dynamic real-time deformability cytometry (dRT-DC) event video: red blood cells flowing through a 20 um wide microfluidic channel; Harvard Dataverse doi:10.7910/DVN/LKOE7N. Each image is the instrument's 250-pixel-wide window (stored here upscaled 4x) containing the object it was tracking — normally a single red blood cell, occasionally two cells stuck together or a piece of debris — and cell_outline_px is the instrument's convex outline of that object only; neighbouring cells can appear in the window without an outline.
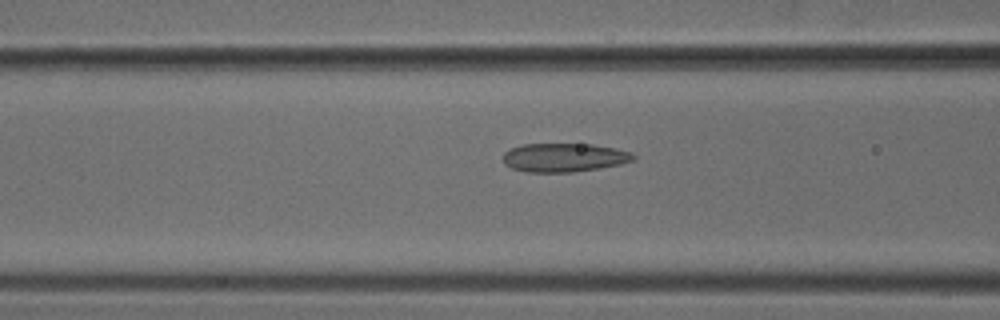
{"species": "common noctule bat (a hibernating species)", "species_latin": "Nyctalus noctula", "temperature_condition": "cold", "stored_images_in_passage": 43, "camera_frame_rate_fps": 3000, "um_per_image_px": 0.085, "animal": {"sex": "male", "body_mass_g": 18.8}, "frame": {"image": 1, "passage_image": 12, "time_ms": 3.667, "image_size_px": [1000, 320], "cell_outline_px": [[636, 160], [620, 164], [600, 168], [572, 172], [528, 172], [512, 168], [504, 164], [504, 152], [512, 148], [524, 144], [592, 144], [616, 148], [632, 152], [636, 156]], "centroid_in_image_um": [48.0, 13.39], "position_along_channel_um": 118.6, "area_um2": 21.85}}
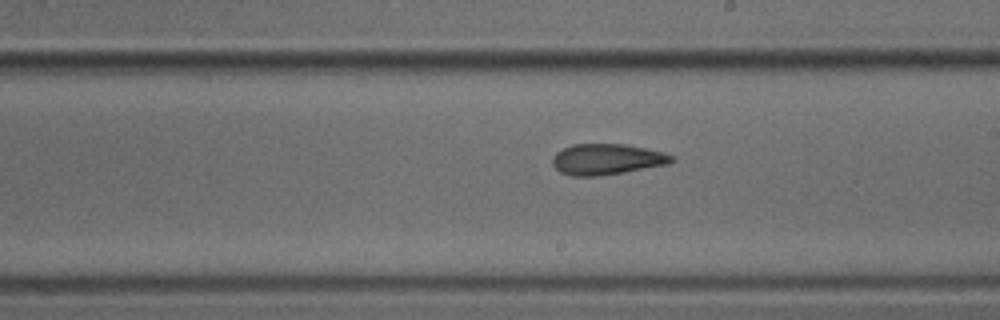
{"frame": {"image": 2, "passage_image": 21, "time_ms": 6.667, "image_size_px": [1000, 320], "cell_outline_px": [[676, 160], [668, 164], [624, 172], [596, 176], [568, 176], [560, 172], [552, 164], [552, 156], [556, 152], [572, 144], [624, 144], [664, 152], [676, 156]], "centroid_in_image_um": [51.58, 13.54], "position_along_channel_um": 237.4, "area_um2": 21.56}}
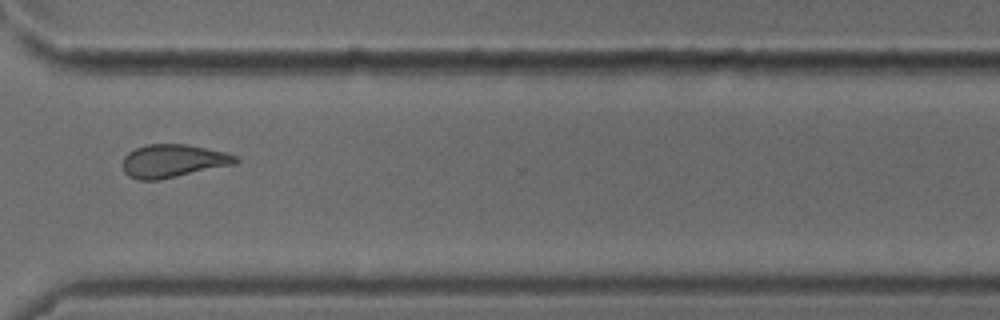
{"frame": {"image": 3, "passage_image": 30, "time_ms": 9.667, "image_size_px": [1000, 320], "cell_outline_px": [[240, 160], [236, 164], [156, 180], [140, 180], [128, 176], [124, 172], [120, 164], [124, 156], [128, 152], [136, 148], [148, 144], [184, 144], [224, 152], [236, 156]], "centroid_in_image_um": [14.66, 13.68], "position_along_channel_um": 355.9, "area_um2": 21.68}}